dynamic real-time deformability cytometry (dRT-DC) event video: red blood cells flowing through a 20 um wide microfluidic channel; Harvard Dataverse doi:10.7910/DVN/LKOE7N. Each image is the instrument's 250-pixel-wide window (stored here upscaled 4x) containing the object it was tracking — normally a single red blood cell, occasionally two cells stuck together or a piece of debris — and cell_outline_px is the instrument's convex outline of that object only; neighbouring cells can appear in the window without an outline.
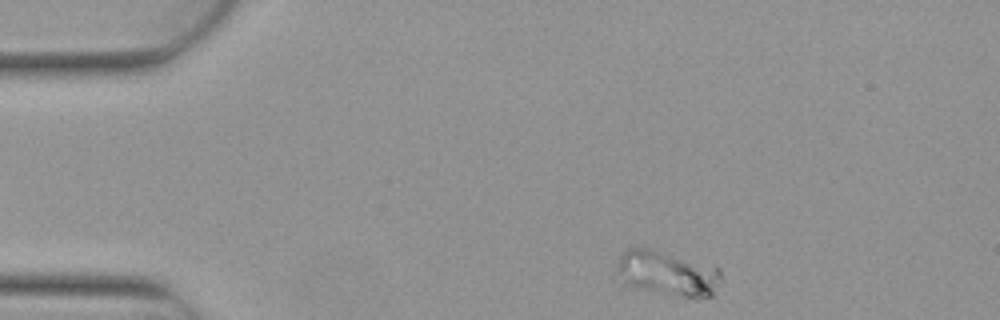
{"species": "Egyptian fruit bat (a non-hibernating species)", "species_latin": "Rousettus aegyptiacus", "temperature_condition": "warm", "stored_images_in_passage": 4, "segment_of_instrument_passage": [2, 2], "camera_frame_rate_fps": 3000, "um_per_image_px": 0.085, "animal": {"sex": "female"}, "frame": {"image": 1, "passage_image": 4, "time_ms": 1.0, "image_size_px": [1000, 320], "cell_outline_px": [[720, 280], [712, 296], [696, 300], [692, 300], [640, 288], [624, 284], [616, 268], [616, 264], [620, 256], [628, 248], [652, 248], [720, 268]], "centroid_in_image_um": [56.75, 23.26], "position_along_channel_um": 28.2, "area_um2": 27.4}}